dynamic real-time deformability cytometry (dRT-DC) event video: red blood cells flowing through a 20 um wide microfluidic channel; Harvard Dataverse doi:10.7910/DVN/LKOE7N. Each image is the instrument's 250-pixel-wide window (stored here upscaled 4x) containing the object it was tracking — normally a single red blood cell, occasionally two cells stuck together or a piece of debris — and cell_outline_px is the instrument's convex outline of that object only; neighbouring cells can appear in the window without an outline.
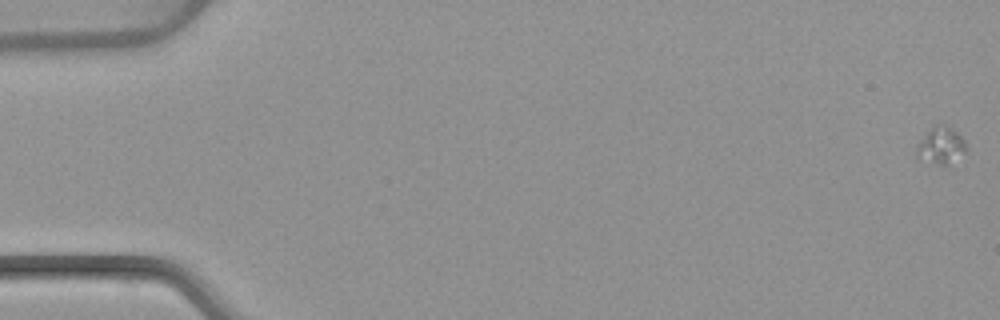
{"species": "common noctule bat (a hibernating species)", "species_latin": "Nyctalus noctula", "temperature_condition": "warm", "stored_images_in_passage": 4, "camera_frame_rate_fps": 3000, "um_per_image_px": 0.085, "animal": {"sex": "female", "body_mass_g": 22.7, "forearm_length_mm": 54.2}, "frame": {"image": 1, "passage_image": 1, "time_ms": 0.0, "image_size_px": [1000, 320], "cell_outline_px": [[968, 148], [948, 168], [936, 164], [916, 156], [916, 148], [920, 140], [936, 124], [944, 124], [956, 132], [964, 140]], "centroid_in_image_um": [80.01, 12.41], "position_along_channel_um": 5.0, "area_um2": 10.64}}